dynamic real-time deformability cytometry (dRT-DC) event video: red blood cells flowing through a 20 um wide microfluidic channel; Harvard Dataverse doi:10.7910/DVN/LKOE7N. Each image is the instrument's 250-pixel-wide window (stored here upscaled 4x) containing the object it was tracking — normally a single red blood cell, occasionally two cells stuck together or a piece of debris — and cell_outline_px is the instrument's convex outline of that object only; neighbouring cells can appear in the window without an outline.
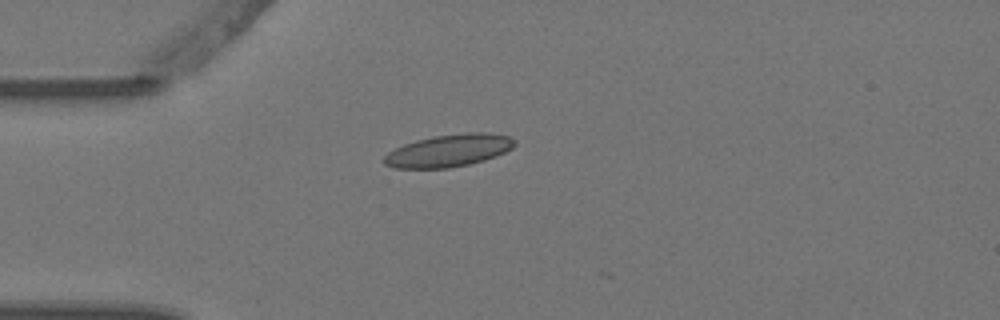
{"species": "Egyptian fruit bat (a non-hibernating species)", "species_latin": "Rousettus aegyptiacus", "temperature_condition": "warm", "stored_images_in_passage": 1, "camera_frame_rate_fps": 3000, "um_per_image_px": 0.085, "animal": {"sex": "female"}, "frame": {"image": 1, "passage_image": 1, "time_ms": 0.0, "image_size_px": [1000, 320], "cell_outline_px": [[516, 144], [512, 148], [496, 156], [484, 160], [468, 164], [448, 168], [396, 168], [384, 164], [380, 160], [388, 152], [404, 144], [416, 140], [436, 136], [468, 132], [488, 132], [508, 136], [516, 140]], "centroid_in_image_um": [38.14, 12.8], "position_along_channel_um": 46.9, "area_um2": 24.62}}